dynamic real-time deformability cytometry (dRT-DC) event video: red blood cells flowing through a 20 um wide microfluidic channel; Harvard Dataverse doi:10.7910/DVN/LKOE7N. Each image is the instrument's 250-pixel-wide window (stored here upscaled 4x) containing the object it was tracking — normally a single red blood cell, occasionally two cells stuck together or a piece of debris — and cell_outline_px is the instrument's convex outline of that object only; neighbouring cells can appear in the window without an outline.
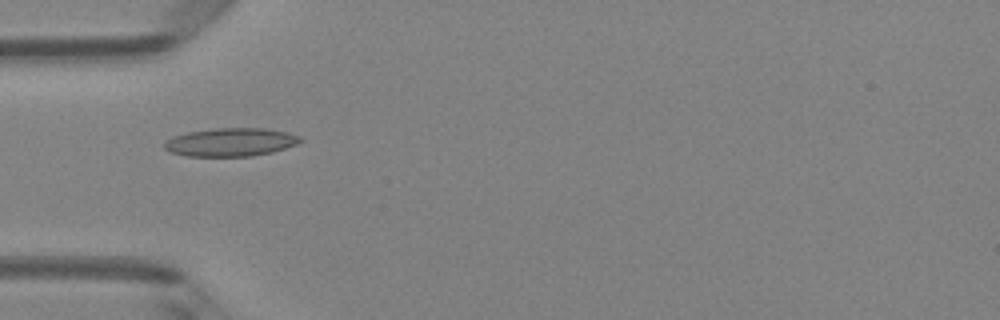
{"species": "Egyptian fruit bat (a non-hibernating species)", "species_latin": "Rousettus aegyptiacus", "temperature_condition": "room temperature", "stored_images_in_passage": 3, "camera_frame_rate_fps": 3000, "um_per_image_px": 0.085, "animal": {"sex": "female"}, "frame": {"image": 1, "passage_image": 1, "time_ms": 0.0, "image_size_px": [1000, 320], "cell_outline_px": [[304, 140], [296, 144], [272, 152], [252, 156], [188, 156], [172, 152], [164, 148], [164, 144], [172, 136], [188, 132], [216, 128], [264, 128], [288, 132], [300, 136]], "centroid_in_image_um": [19.64, 12.07], "position_along_channel_um": 65.4, "area_um2": 22.31}}
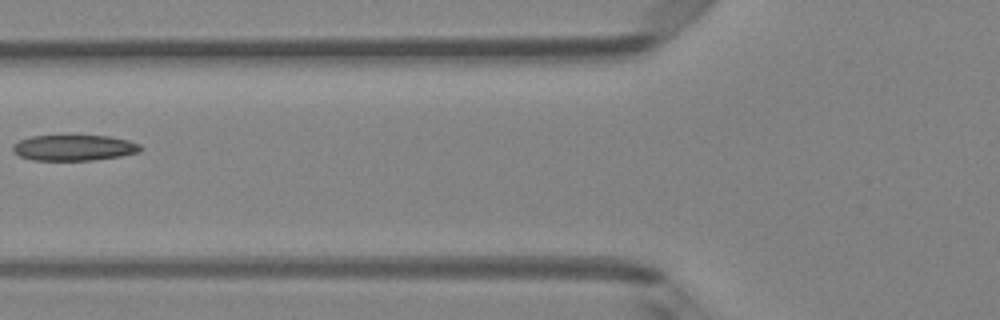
{"frame": {"image": 2, "passage_image": 2, "time_ms": 0.333, "image_size_px": [1000, 320], "cell_outline_px": [[144, 148], [140, 152], [120, 156], [92, 160], [32, 160], [20, 156], [12, 152], [12, 144], [20, 140], [32, 136], [112, 136], [128, 140], [140, 144]], "centroid_in_image_um": [6.3, 12.56], "position_along_channel_um": 119.5, "area_um2": 19.25}}
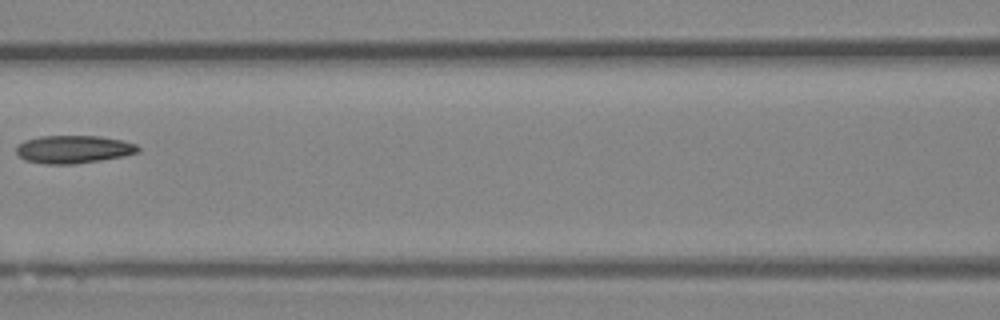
{"frame": {"image": 3, "passage_image": 3, "time_ms": 0.667, "image_size_px": [1000, 320], "cell_outline_px": [[140, 152], [124, 156], [100, 160], [72, 164], [44, 164], [24, 160], [16, 152], [16, 148], [24, 140], [40, 136], [100, 136], [124, 140], [136, 144], [140, 148]], "centroid_in_image_um": [6.27, 12.69], "position_along_channel_um": 160.3, "area_um2": 19.88}}